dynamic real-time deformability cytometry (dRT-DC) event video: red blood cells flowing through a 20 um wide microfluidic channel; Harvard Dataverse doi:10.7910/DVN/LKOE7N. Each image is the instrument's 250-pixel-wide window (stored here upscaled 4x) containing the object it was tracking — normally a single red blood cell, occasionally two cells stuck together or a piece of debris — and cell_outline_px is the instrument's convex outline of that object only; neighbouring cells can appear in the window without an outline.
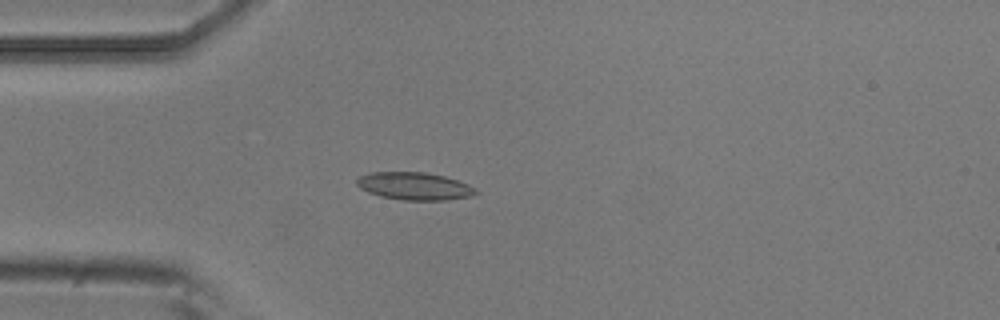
{"species": "common noctule bat (a hibernating species)", "species_latin": "Nyctalus noctula", "temperature_condition": "room temperature", "stored_images_in_passage": 5, "camera_frame_rate_fps": 3000, "um_per_image_px": 0.085, "animal": {"sex": "male", "body_mass_g": 20.5, "forearm_length_mm": 52.5}, "frame": {"image": 1, "passage_image": 4, "time_ms": 1.0, "image_size_px": [1000, 320], "cell_outline_px": [[480, 192], [472, 196], [444, 200], [404, 200], [380, 196], [368, 192], [360, 188], [356, 184], [356, 180], [360, 176], [368, 172], [424, 172], [444, 176], [468, 184], [476, 188]], "centroid_in_image_um": [35.23, 15.82], "position_along_channel_um": 49.8, "area_um2": 19.19}}